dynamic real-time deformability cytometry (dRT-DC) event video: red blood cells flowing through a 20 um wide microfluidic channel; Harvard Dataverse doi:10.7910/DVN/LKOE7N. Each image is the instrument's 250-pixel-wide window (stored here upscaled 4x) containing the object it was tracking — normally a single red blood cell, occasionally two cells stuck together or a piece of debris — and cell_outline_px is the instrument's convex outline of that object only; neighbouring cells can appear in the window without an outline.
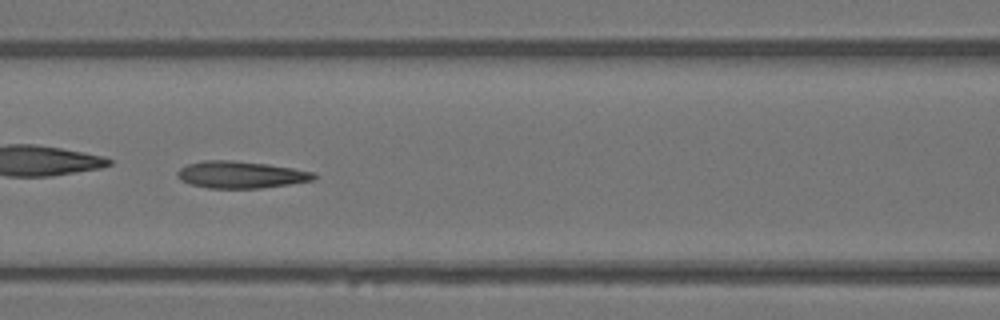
{"species": "Egyptian fruit bat (a non-hibernating species)", "species_latin": "Rousettus aegyptiacus", "temperature_condition": "warm", "stored_images_in_passage": 47, "camera_frame_rate_fps": 3000, "um_per_image_px": 0.085, "animal": {"sex": "female"}, "frame": {"image": 1, "passage_image": 21, "time_ms": 6.667, "image_size_px": [1000, 320], "cell_outline_px": [[316, 176], [312, 180], [288, 184], [260, 188], [208, 188], [192, 184], [180, 180], [176, 176], [176, 172], [180, 168], [188, 164], [204, 160], [232, 160], [268, 164], [316, 172]], "centroid_in_image_um": [20.44, 14.84], "position_along_channel_um": 146.2, "area_um2": 21.39}}
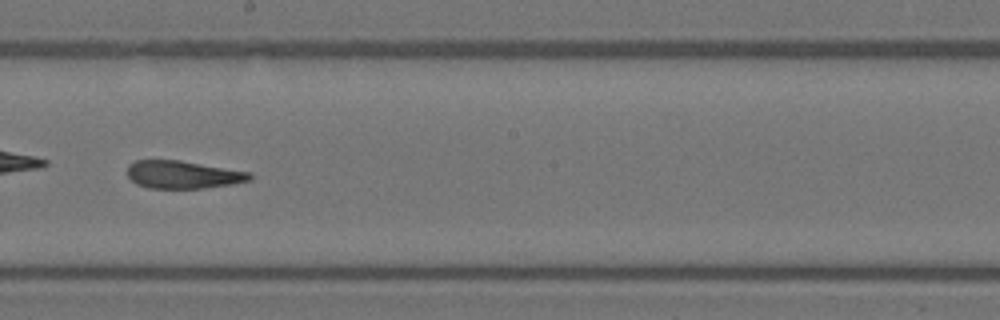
{"frame": {"image": 2, "passage_image": 27, "time_ms": 8.667, "image_size_px": [1000, 320], "cell_outline_px": [[252, 180], [232, 184], [204, 188], [148, 188], [136, 184], [128, 176], [128, 164], [136, 160], [180, 160], [252, 172]], "centroid_in_image_um": [15.57, 14.84], "position_along_channel_um": 232.6, "area_um2": 19.94}}